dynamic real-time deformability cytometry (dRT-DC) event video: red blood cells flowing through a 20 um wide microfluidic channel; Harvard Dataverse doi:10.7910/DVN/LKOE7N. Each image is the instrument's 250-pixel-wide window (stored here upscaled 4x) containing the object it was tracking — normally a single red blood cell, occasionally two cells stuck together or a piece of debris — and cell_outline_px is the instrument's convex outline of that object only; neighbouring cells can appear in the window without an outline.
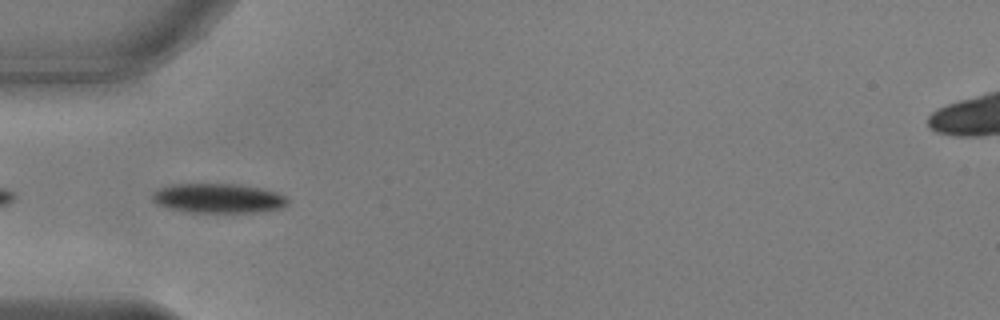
{"species": "common noctule bat (a hibernating species)", "species_latin": "Nyctalus noctula", "temperature_condition": "warm", "stored_images_in_passage": 5, "camera_frame_rate_fps": 3000, "um_per_image_px": 0.085, "animal": {"sex": "male", "body_mass_g": 17.9, "forearm_length_mm": 54.2}, "frame": {"image": 1, "passage_image": 2, "time_ms": 0.333, "image_size_px": [1000, 320], "cell_outline_px": [[288, 204], [280, 208], [256, 212], [192, 212], [172, 208], [160, 204], [152, 196], [160, 188], [172, 184], [236, 184], [260, 188], [276, 192], [284, 196], [288, 200]], "centroid_in_image_um": [18.62, 16.84], "position_along_channel_um": 66.4, "area_um2": 22.66}}